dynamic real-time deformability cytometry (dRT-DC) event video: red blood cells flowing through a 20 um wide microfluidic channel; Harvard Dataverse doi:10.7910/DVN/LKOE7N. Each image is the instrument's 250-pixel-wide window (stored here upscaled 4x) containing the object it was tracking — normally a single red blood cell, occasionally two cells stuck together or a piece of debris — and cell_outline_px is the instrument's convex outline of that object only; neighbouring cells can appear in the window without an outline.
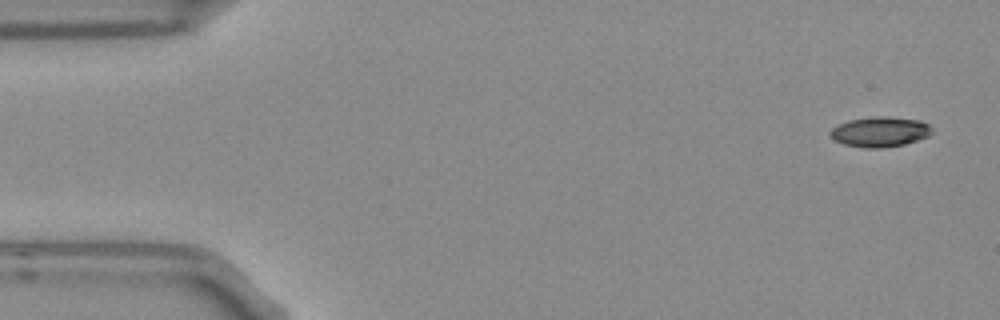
{"species": "Egyptian fruit bat (a non-hibernating species)", "species_latin": "Rousettus aegyptiacus", "temperature_condition": "room temperature", "stored_images_in_passage": 4, "camera_frame_rate_fps": 3000, "um_per_image_px": 0.085, "frame": {"image": 1, "passage_image": 1, "time_ms": 0.0, "image_size_px": [1000, 320], "cell_outline_px": [[932, 132], [928, 136], [904, 144], [880, 148], [864, 148], [844, 144], [836, 140], [828, 132], [836, 124], [848, 120], [876, 116], [884, 116], [920, 120], [928, 124], [932, 128]], "centroid_in_image_um": [74.78, 11.19], "position_along_channel_um": 10.2, "area_um2": 17.8}}
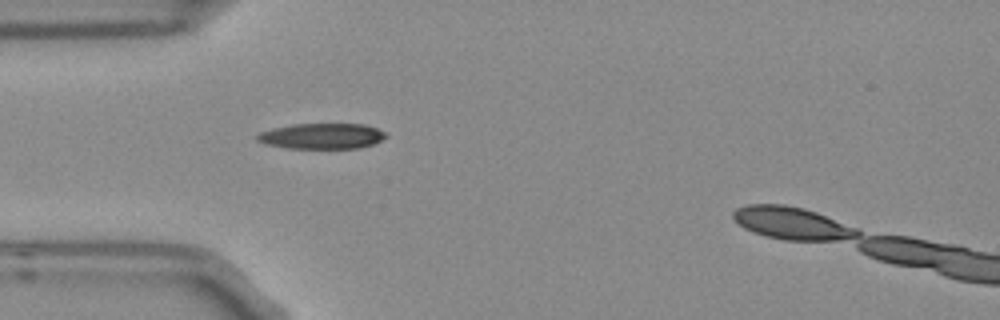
{"frame": {"image": 2, "passage_image": 4, "time_ms": 1.0, "image_size_px": [1000, 320], "cell_outline_px": [[388, 136], [372, 144], [360, 148], [288, 148], [268, 144], [256, 140], [256, 136], [260, 132], [272, 128], [292, 124], [364, 124], [376, 128], [384, 132]], "centroid_in_image_um": [27.35, 11.56], "position_along_channel_um": 57.7, "area_um2": 19.07}}